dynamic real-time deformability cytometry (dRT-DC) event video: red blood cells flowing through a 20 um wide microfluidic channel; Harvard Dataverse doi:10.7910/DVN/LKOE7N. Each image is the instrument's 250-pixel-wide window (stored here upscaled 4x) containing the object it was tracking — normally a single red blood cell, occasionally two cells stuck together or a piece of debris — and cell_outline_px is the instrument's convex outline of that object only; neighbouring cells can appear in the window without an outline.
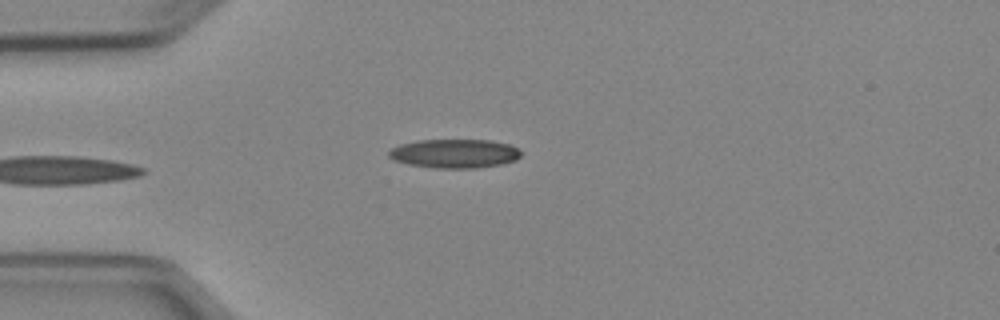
{"species": "Egyptian fruit bat (a non-hibernating species)", "species_latin": "Rousettus aegyptiacus", "temperature_condition": "cold", "stored_images_in_passage": 4, "camera_frame_rate_fps": 3000, "um_per_image_px": 0.085, "animal": {"sex": "female"}, "frame": {"image": 1, "passage_image": 3, "time_ms": 2.333, "image_size_px": [1000, 320], "cell_outline_px": [[520, 156], [516, 160], [504, 164], [476, 168], [436, 168], [408, 164], [396, 160], [388, 156], [388, 152], [392, 148], [400, 144], [416, 140], [488, 140], [508, 144], [516, 148], [520, 152]], "centroid_in_image_um": [38.63, 13.05], "position_along_channel_um": 46.4, "area_um2": 22.2}}